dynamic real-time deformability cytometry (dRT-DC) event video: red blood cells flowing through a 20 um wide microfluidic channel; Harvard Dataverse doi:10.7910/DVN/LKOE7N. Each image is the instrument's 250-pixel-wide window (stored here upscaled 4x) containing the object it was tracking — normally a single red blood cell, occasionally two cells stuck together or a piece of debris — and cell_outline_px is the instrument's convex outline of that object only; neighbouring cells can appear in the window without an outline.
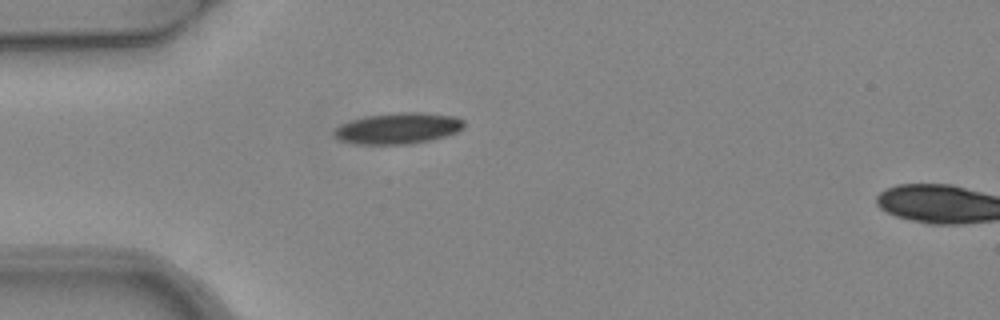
{"species": "common noctule bat (a hibernating species)", "species_latin": "Nyctalus noctula", "temperature_condition": "warm", "stored_images_in_passage": 2, "segment_of_instrument_passage": [1, 2], "camera_frame_rate_fps": 3000, "um_per_image_px": 0.085, "animal": {"sex": "female", "body_mass_g": 24.6, "forearm_length_mm": 56.2}, "frame": {"image": 1, "passage_image": 1, "time_ms": 0.0, "image_size_px": [1000, 320], "cell_outline_px": [[464, 128], [456, 132], [432, 140], [412, 144], [356, 144], [340, 140], [332, 132], [340, 124], [352, 120], [368, 116], [396, 112], [424, 112], [456, 116], [464, 120]], "centroid_in_image_um": [33.87, 10.9], "position_along_channel_um": 51.1, "area_um2": 23.64}}